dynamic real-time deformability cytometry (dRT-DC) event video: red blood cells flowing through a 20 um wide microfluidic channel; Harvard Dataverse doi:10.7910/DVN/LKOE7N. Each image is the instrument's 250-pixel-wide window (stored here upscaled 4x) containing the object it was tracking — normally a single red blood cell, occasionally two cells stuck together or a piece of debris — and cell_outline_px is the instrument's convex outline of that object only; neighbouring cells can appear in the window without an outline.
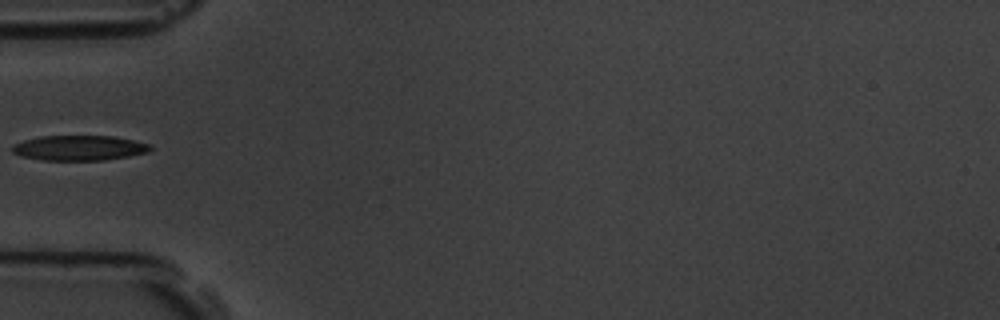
{"species": "common noctule bat (a hibernating species)", "species_latin": "Nyctalus noctula", "temperature_condition": "room temperature", "stored_images_in_passage": 5, "camera_frame_rate_fps": 3000, "um_per_image_px": 0.085, "animal": {"sex": "male", "body_mass_g": 19.5, "forearm_length_mm": 54.6}, "frame": {"image": 1, "passage_image": 4, "time_ms": 4.333, "image_size_px": [1000, 320], "cell_outline_px": [[152, 148], [148, 152], [128, 156], [104, 160], [44, 160], [20, 156], [12, 152], [12, 144], [24, 140], [40, 136], [116, 136], [152, 144]], "centroid_in_image_um": [6.74, 12.57], "position_along_channel_um": 78.3, "area_um2": 20.29}}
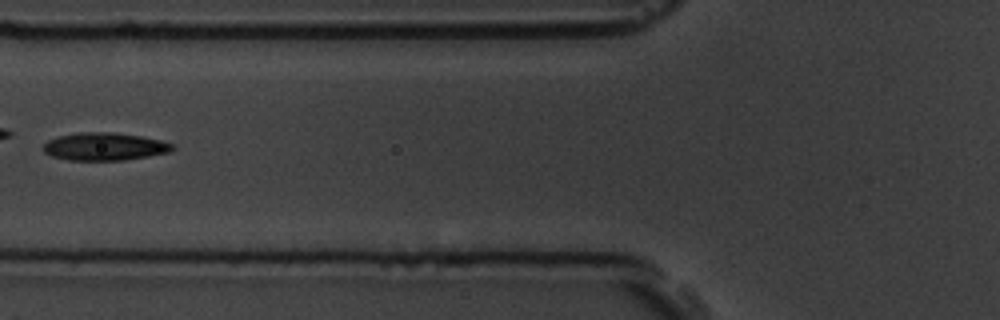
{"frame": {"image": 2, "passage_image": 5, "time_ms": 5.333, "image_size_px": [1000, 320], "cell_outline_px": [[176, 148], [168, 152], [148, 156], [124, 160], [68, 160], [52, 156], [44, 152], [44, 144], [48, 140], [60, 136], [80, 132], [112, 132], [140, 136], [160, 140], [172, 144]], "centroid_in_image_um": [8.88, 12.46], "position_along_channel_um": 116.9, "area_um2": 20.69}}